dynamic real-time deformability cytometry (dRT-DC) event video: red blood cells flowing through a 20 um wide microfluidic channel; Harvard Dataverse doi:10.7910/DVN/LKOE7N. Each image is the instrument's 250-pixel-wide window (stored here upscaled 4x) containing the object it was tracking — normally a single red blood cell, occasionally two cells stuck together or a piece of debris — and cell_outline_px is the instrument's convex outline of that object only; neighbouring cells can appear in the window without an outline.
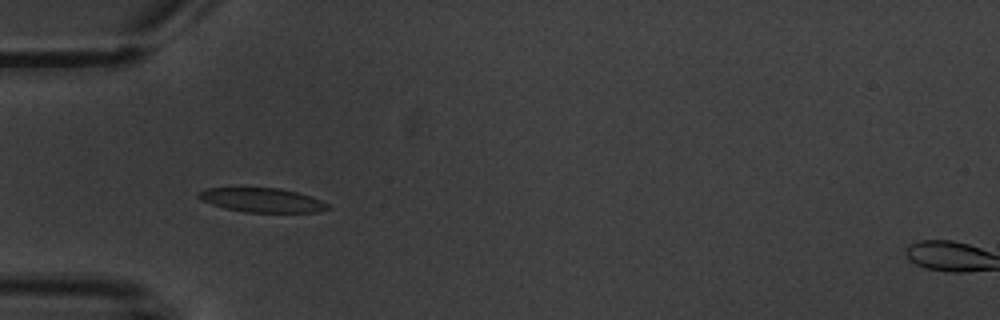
{"species": "common noctule bat (a hibernating species)", "species_latin": "Nyctalus noctula", "temperature_condition": "warm", "stored_images_in_passage": 5, "camera_frame_rate_fps": 3000, "um_per_image_px": 0.085, "animal": {"sex": "male", "body_mass_g": 20.1, "forearm_length_mm": 53.5}, "frame": {"image": 1, "passage_image": 4, "time_ms": 4.667, "image_size_px": [1000, 320], "cell_outline_px": [[332, 208], [316, 212], [244, 212], [224, 208], [200, 200], [196, 196], [196, 192], [208, 188], [280, 188], [312, 196], [328, 204]], "centroid_in_image_um": [22.25, 17.01], "position_along_channel_um": 62.7, "area_um2": 18.26}}